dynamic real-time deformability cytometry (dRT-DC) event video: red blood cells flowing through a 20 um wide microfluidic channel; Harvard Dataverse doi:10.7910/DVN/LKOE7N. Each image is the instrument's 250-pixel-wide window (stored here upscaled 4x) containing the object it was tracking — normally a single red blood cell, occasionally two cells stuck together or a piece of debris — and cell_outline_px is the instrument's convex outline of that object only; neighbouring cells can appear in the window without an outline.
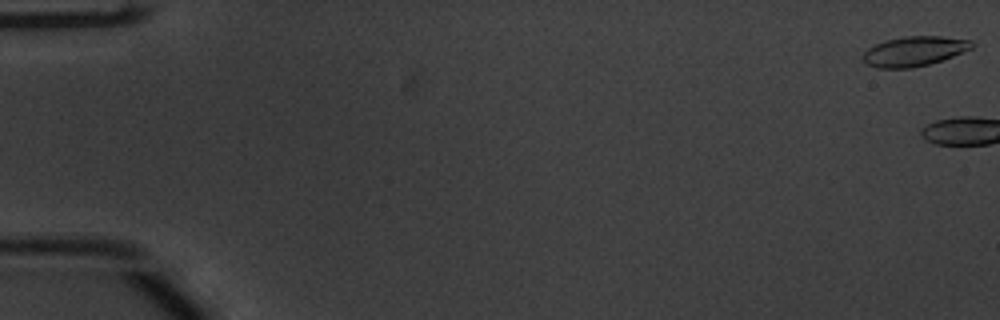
{"species": "common noctule bat (a hibernating species)", "species_latin": "Nyctalus noctula", "temperature_condition": "warm", "stored_images_in_passage": 3, "camera_frame_rate_fps": 3000, "um_per_image_px": 0.085, "animal": {"sex": "male", "body_mass_g": 20.1, "forearm_length_mm": 53.5}, "frame": {"image": 1, "passage_image": 1, "time_ms": 0.0, "image_size_px": [1000, 320], "cell_outline_px": [[972, 48], [952, 56], [928, 64], [912, 68], [876, 68], [868, 64], [860, 56], [868, 48], [876, 44], [888, 40], [904, 36], [940, 36], [972, 40]], "centroid_in_image_um": [77.68, 4.35], "position_along_channel_um": 7.3, "area_um2": 18.67}}